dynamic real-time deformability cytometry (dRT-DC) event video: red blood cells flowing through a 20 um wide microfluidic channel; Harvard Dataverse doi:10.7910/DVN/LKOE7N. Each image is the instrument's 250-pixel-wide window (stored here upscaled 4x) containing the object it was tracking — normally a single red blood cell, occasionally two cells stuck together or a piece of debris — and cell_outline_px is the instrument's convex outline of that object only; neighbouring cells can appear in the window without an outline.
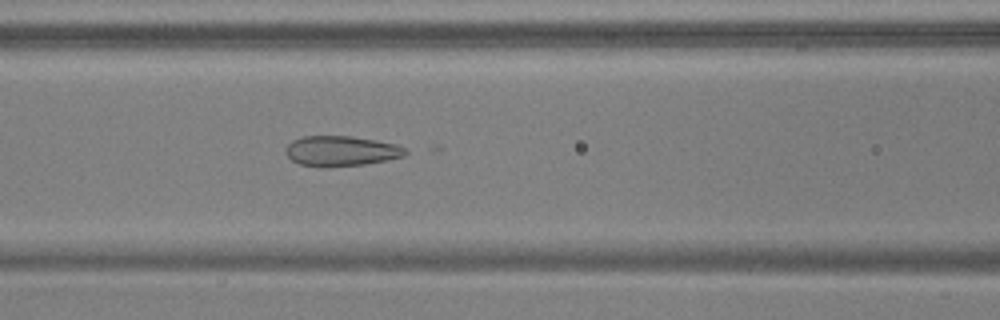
{"species": "common noctule bat (a hibernating species)", "species_latin": "Nyctalus noctula", "temperature_condition": "warm", "stored_images_in_passage": 35, "camera_frame_rate_fps": 3000, "um_per_image_px": 0.085, "animal": {"sex": "male", "body_mass_g": 17.9, "forearm_length_mm": 54.2}, "frame": {"image": 1, "passage_image": 12, "time_ms": 3.667, "image_size_px": [1000, 320], "cell_outline_px": [[408, 152], [404, 156], [388, 160], [364, 164], [328, 168], [320, 168], [300, 164], [292, 160], [284, 152], [284, 148], [292, 140], [304, 136], [352, 136], [376, 140], [396, 144], [404, 148]], "centroid_in_image_um": [28.96, 12.85], "position_along_channel_um": 137.6, "area_um2": 21.39}}
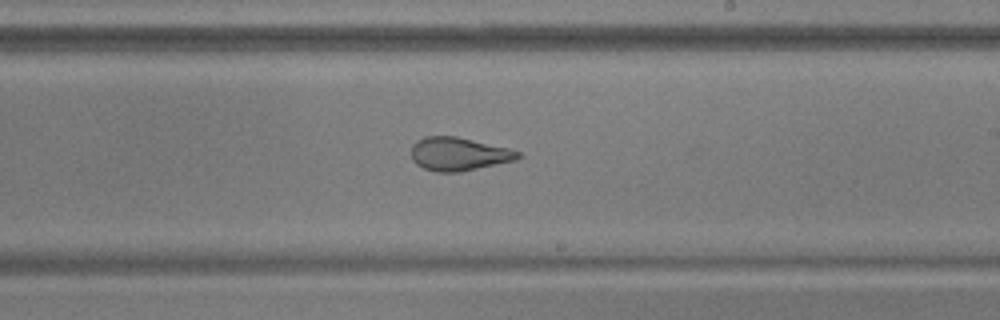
{"frame": {"image": 2, "passage_image": 21, "time_ms": 6.667, "image_size_px": [1000, 320], "cell_outline_px": [[520, 156], [516, 160], [460, 172], [436, 172], [424, 168], [416, 164], [412, 160], [412, 144], [416, 140], [424, 136], [456, 136], [508, 148], [520, 152]], "centroid_in_image_um": [38.96, 13.09], "position_along_channel_um": 250.0, "area_um2": 20.69}}
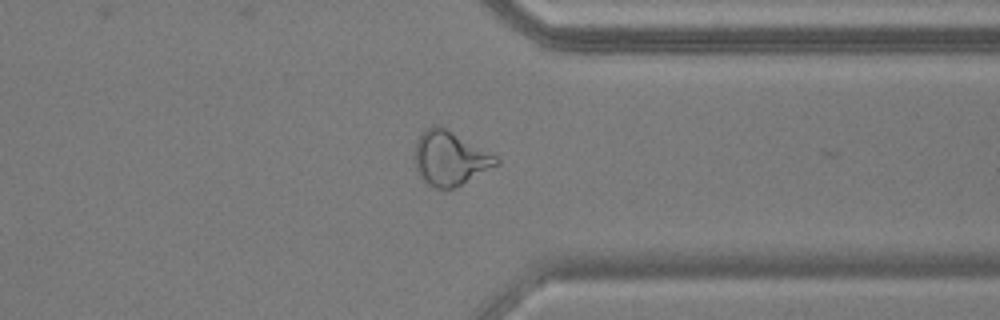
{"frame": {"image": 3, "passage_image": 31, "time_ms": 10.0, "image_size_px": [1000, 320], "cell_outline_px": [[500, 164], [452, 188], [436, 188], [428, 184], [420, 176], [416, 168], [416, 140], [432, 124], [436, 124], [444, 128], [496, 156], [500, 160]], "centroid_in_image_um": [38.24, 13.46], "position_along_channel_um": 373.2, "area_um2": 24.85}, "authors_computed_cell_mechanics": {"area_um2": 21.964, "velocity_mm_per_s": 3.7525, "shape_relaxation_time_tau1_ms": 10.6425, "shape_relaxation_time_tau2_ms": 1.2484, "deformation_change_tau1": 0.2585, "deformation_change_tau2": 0.1025}}